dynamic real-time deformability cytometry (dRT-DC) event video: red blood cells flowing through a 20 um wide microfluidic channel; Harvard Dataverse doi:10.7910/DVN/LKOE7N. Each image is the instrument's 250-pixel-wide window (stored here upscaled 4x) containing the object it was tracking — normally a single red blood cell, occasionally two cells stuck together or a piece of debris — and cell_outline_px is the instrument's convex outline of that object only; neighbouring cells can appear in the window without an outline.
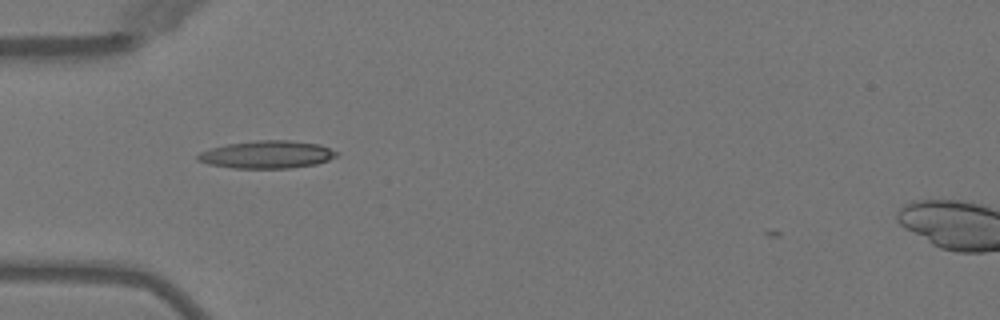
{"species": "Egyptian fruit bat (a non-hibernating species)", "species_latin": "Rousettus aegyptiacus", "temperature_condition": "warm", "stored_images_in_passage": 2, "camera_frame_rate_fps": 3000, "um_per_image_px": 0.085, "animal": {"sex": "female"}, "frame": {"image": 1, "passage_image": 1, "time_ms": 0.0, "image_size_px": [1000, 320], "cell_outline_px": [[340, 152], [336, 156], [328, 160], [316, 164], [288, 168], [232, 168], [208, 164], [196, 160], [196, 156], [200, 152], [212, 148], [228, 144], [256, 140], [288, 140], [320, 144]], "centroid_in_image_um": [22.7, 13.13], "position_along_channel_um": 62.3, "area_um2": 22.37}}
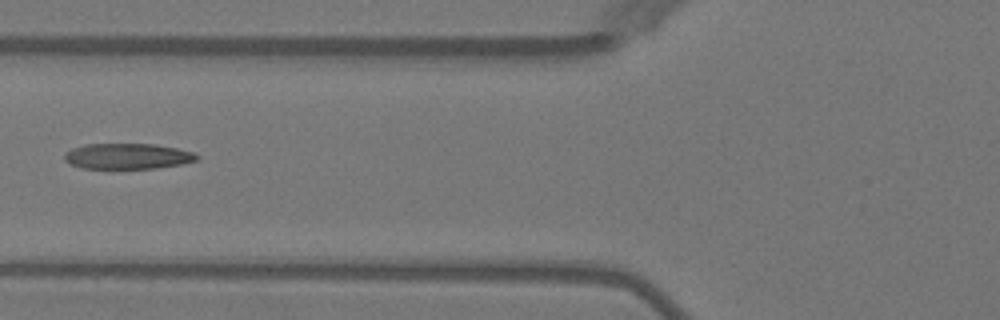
{"frame": {"image": 2, "passage_image": 2, "time_ms": 1.333, "image_size_px": [1000, 320], "cell_outline_px": [[200, 156], [196, 160], [180, 164], [156, 168], [80, 168], [68, 164], [64, 160], [64, 152], [72, 148], [84, 144], [156, 144], [176, 148], [192, 152]], "centroid_in_image_um": [10.78, 13.27], "position_along_channel_um": 115.0, "area_um2": 19.83}}